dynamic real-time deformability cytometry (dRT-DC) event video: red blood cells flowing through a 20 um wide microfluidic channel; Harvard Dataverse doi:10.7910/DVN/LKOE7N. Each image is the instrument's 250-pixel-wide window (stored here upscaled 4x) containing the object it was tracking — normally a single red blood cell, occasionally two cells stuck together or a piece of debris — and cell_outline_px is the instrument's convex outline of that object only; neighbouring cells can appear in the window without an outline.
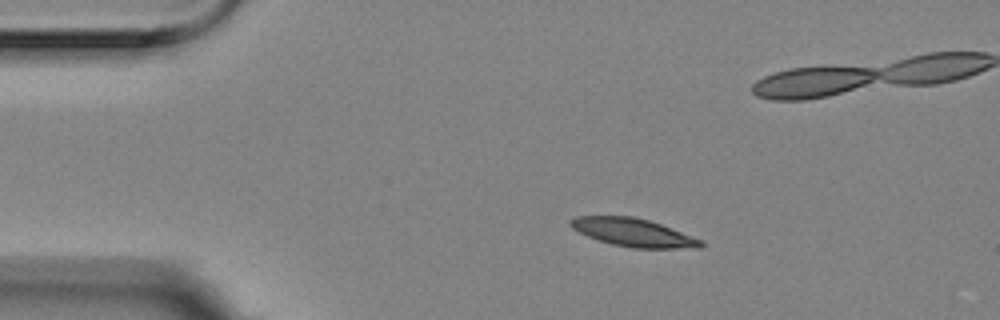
{"species": "Egyptian fruit bat (a non-hibernating species)", "species_latin": "Rousettus aegyptiacus", "temperature_condition": "room temperature", "stored_images_in_passage": 9, "segment_of_instrument_passage": [1, 2], "camera_frame_rate_fps": 3000, "um_per_image_px": 0.085, "animal": {"sex": "female"}, "frame": {"image": 1, "passage_image": 2, "time_ms": 0.333, "image_size_px": [1000, 320], "cell_outline_px": [[704, 244], [700, 248], [632, 248], [612, 244], [588, 236], [572, 228], [568, 224], [568, 220], [576, 216], [632, 216], [648, 220], [660, 224], [704, 240]], "centroid_in_image_um": [53.84, 19.76], "position_along_channel_um": 31.2, "area_um2": 21.27}}
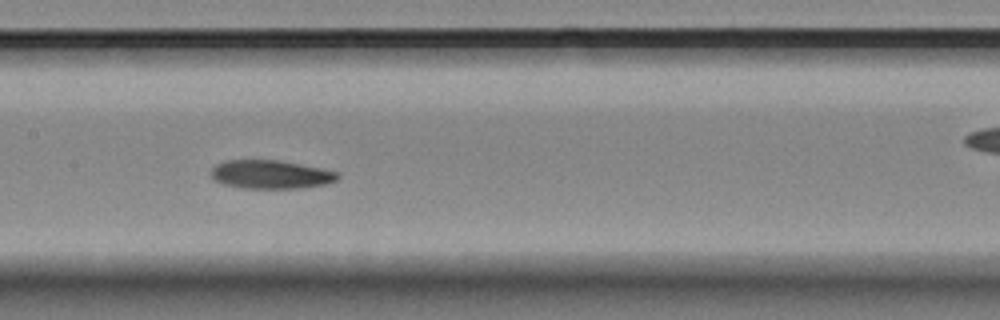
{"frame": {"image": 2, "passage_image": 7, "time_ms": 2.0, "image_size_px": [1000, 320], "cell_outline_px": [[340, 176], [336, 180], [324, 184], [296, 188], [240, 188], [224, 184], [216, 180], [212, 176], [212, 168], [216, 164], [224, 160], [280, 160], [340, 172]], "centroid_in_image_um": [23.01, 14.82], "position_along_channel_um": 184.4, "area_um2": 20.92}}
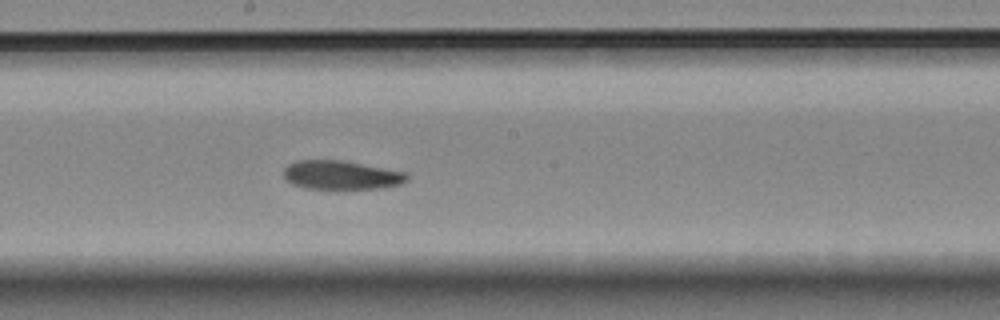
{"frame": {"image": 3, "passage_image": 8, "time_ms": 2.333, "image_size_px": [1000, 320], "cell_outline_px": [[408, 180], [400, 184], [384, 188], [340, 192], [304, 188], [292, 184], [284, 180], [284, 168], [288, 164], [296, 160], [340, 160], [404, 172], [408, 176]], "centroid_in_image_um": [28.96, 14.94], "position_along_channel_um": 219.2, "area_um2": 21.68}}